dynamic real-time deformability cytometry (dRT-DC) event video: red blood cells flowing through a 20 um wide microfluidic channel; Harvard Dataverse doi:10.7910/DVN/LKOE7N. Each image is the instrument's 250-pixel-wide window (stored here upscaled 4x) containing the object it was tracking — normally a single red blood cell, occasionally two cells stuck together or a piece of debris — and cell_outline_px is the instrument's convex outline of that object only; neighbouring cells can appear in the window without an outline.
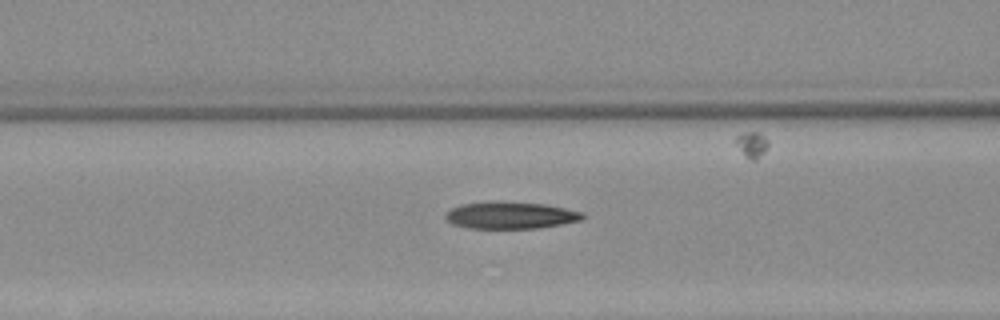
{"species": "Egyptian fruit bat (a non-hibernating species)", "species_latin": "Rousettus aegyptiacus", "temperature_condition": "warm", "stored_images_in_passage": 30, "camera_frame_rate_fps": 3000, "um_per_image_px": 0.085, "animal": {"sex": "female"}, "frame": {"image": 1, "passage_image": 4, "time_ms": 1.0, "image_size_px": [1000, 320], "cell_outline_px": [[584, 220], [536, 228], [468, 228], [452, 224], [444, 216], [452, 208], [464, 204], [492, 200], [496, 200], [544, 204], [584, 212]], "centroid_in_image_um": [43.41, 18.29], "position_along_channel_um": 123.2, "area_um2": 21.62}}
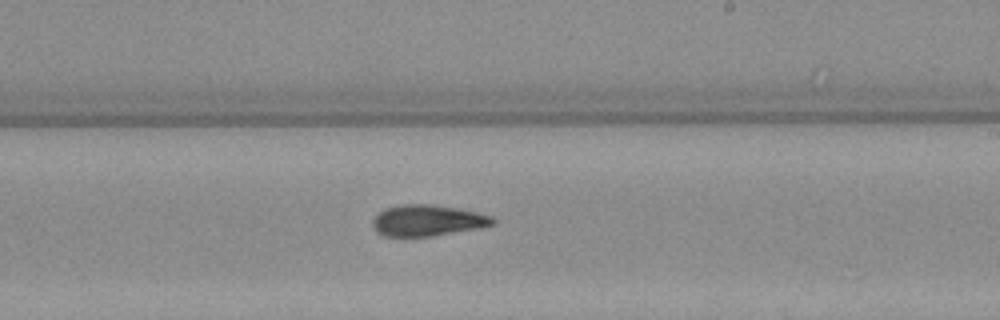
{"frame": {"image": 2, "passage_image": 14, "time_ms": 4.333, "image_size_px": [1000, 320], "cell_outline_px": [[496, 224], [476, 228], [432, 236], [384, 236], [376, 232], [372, 224], [372, 220], [384, 208], [400, 204], [428, 204], [476, 212], [492, 216], [496, 220]], "centroid_in_image_um": [36.3, 18.74], "position_along_channel_um": 252.7, "area_um2": 21.56}}
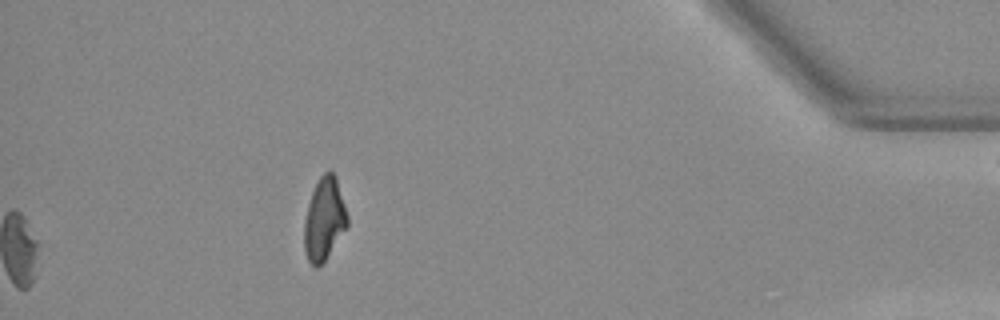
{"frame": {"image": 3, "passage_image": 30, "time_ms": 9.667, "image_size_px": [1000, 320], "cell_outline_px": [[348, 224], [324, 260], [316, 268], [308, 260], [304, 248], [304, 220], [308, 204], [312, 192], [320, 176], [324, 172], [332, 172], [336, 176], [348, 216]], "centroid_in_image_um": [27.55, 18.6], "position_along_channel_um": 407.7, "area_um2": 20.35}}